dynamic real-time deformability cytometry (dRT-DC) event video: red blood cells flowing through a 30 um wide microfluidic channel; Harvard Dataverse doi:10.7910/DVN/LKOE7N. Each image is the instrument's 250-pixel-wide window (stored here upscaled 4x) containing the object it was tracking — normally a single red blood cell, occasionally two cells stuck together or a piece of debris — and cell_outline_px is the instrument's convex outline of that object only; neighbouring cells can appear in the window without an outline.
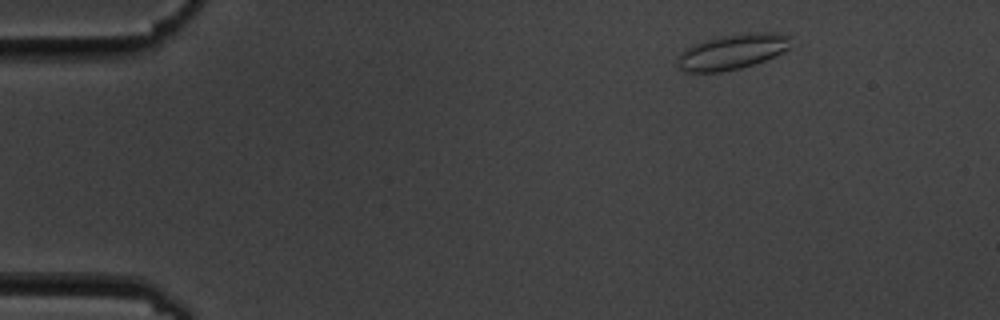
{"species": "common noctule bat (a hibernating species)", "species_latin": "Nyctalus noctula", "temperature_condition": "cold", "stored_images_in_passage": 6, "camera_frame_rate_fps": 3000, "um_per_image_px": 0.085, "animal": {"sex": "male", "body_mass_g": 19.5, "forearm_length_mm": 54.6}, "frame": {"image": 1, "passage_image": 1, "time_ms": 0.0, "image_size_px": [1000, 320], "cell_outline_px": [[792, 48], [764, 60], [740, 68], [720, 72], [684, 72], [680, 68], [680, 52], [684, 48], [704, 40], [724, 36], [748, 32], [772, 32], [788, 36]], "centroid_in_image_um": [62.26, 4.39], "position_along_channel_um": 22.7, "area_um2": 23.0}}
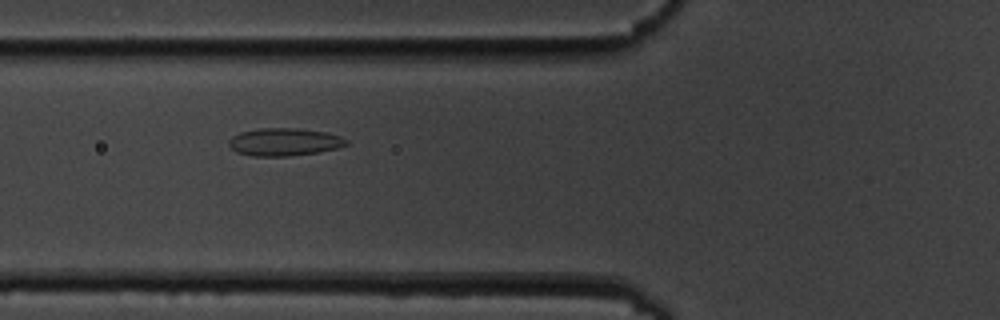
{"frame": {"image": 2, "passage_image": 5, "time_ms": 4.667, "image_size_px": [1000, 320], "cell_outline_px": [[348, 144], [336, 148], [320, 152], [288, 156], [252, 156], [236, 152], [228, 144], [228, 140], [232, 136], [240, 132], [260, 128], [300, 128], [328, 132], [340, 136], [348, 140]], "centroid_in_image_um": [24.17, 12.06], "position_along_channel_um": 101.6, "area_um2": 19.13}}
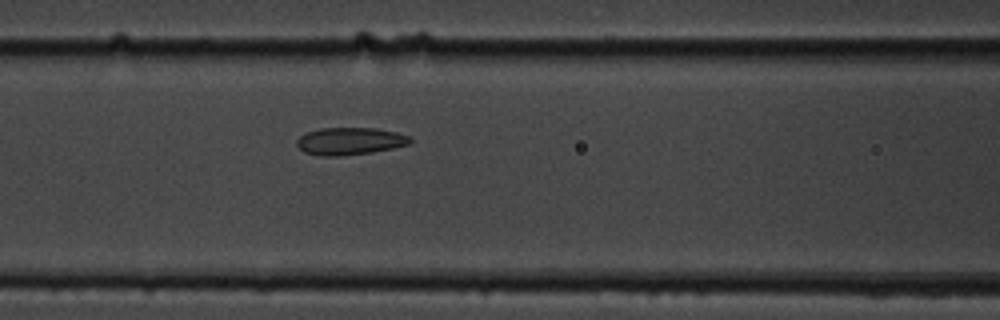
{"frame": {"image": 3, "passage_image": 6, "time_ms": 5.667, "image_size_px": [1000, 320], "cell_outline_px": [[412, 140], [408, 144], [392, 148], [372, 152], [340, 156], [320, 156], [304, 152], [296, 144], [296, 140], [300, 136], [308, 132], [320, 128], [376, 128], [396, 132], [408, 136]], "centroid_in_image_um": [29.71, 12.0], "position_along_channel_um": 136.9, "area_um2": 17.98}}